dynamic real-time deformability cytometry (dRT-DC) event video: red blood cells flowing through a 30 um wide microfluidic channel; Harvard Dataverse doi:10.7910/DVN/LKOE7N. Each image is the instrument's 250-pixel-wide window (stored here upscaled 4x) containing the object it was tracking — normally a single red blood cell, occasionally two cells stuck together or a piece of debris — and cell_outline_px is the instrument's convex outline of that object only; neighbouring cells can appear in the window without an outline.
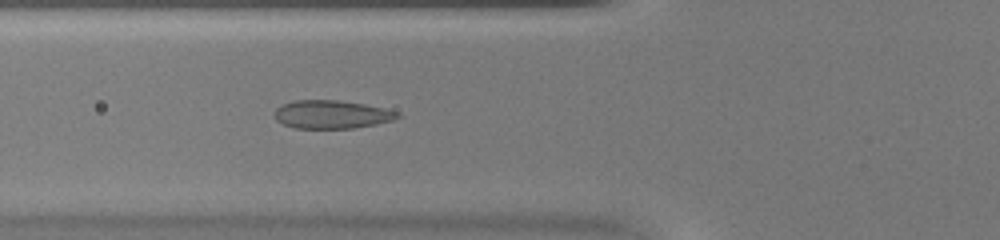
{"species": "common noctule bat (a hibernating species)", "species_latin": "Nyctalus noctula", "temperature_condition": "warm", "stored_images_in_passage": 41, "camera_frame_rate_fps": 3000, "um_per_image_px": 0.085, "animal": {"sex": "female", "body_mass_g": 20.0, "forearm_length_mm": 54.0}, "frame": {"image": 1, "passage_image": 13, "time_ms": 4.0, "image_size_px": [1000, 240], "cell_outline_px": [[400, 116], [392, 120], [376, 124], [352, 128], [296, 128], [284, 124], [276, 120], [276, 108], [284, 104], [296, 100], [340, 100], [364, 104], [384, 108], [400, 112]], "centroid_in_image_um": [28.22, 9.72], "position_along_channel_um": 97.6, "area_um2": 20.06}}
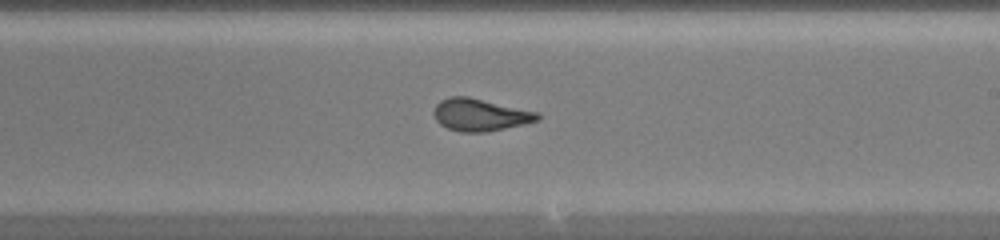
{"frame": {"image": 2, "passage_image": 23, "time_ms": 7.333, "image_size_px": [1000, 240], "cell_outline_px": [[540, 120], [524, 124], [484, 132], [460, 132], [448, 128], [440, 124], [436, 120], [432, 112], [436, 104], [440, 100], [448, 96], [468, 96], [540, 112]], "centroid_in_image_um": [40.81, 9.74], "position_along_channel_um": 248.2, "area_um2": 19.71}}
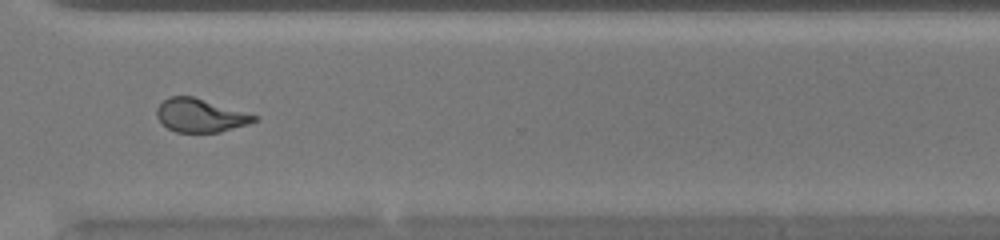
{"frame": {"image": 3, "passage_image": 30, "time_ms": 9.667, "image_size_px": [1000, 240], "cell_outline_px": [[260, 120], [248, 124], [220, 132], [176, 132], [168, 128], [156, 116], [156, 108], [168, 96], [192, 96], [260, 116]], "centroid_in_image_um": [17.06, 9.81], "position_along_channel_um": 353.5, "area_um2": 18.96}}